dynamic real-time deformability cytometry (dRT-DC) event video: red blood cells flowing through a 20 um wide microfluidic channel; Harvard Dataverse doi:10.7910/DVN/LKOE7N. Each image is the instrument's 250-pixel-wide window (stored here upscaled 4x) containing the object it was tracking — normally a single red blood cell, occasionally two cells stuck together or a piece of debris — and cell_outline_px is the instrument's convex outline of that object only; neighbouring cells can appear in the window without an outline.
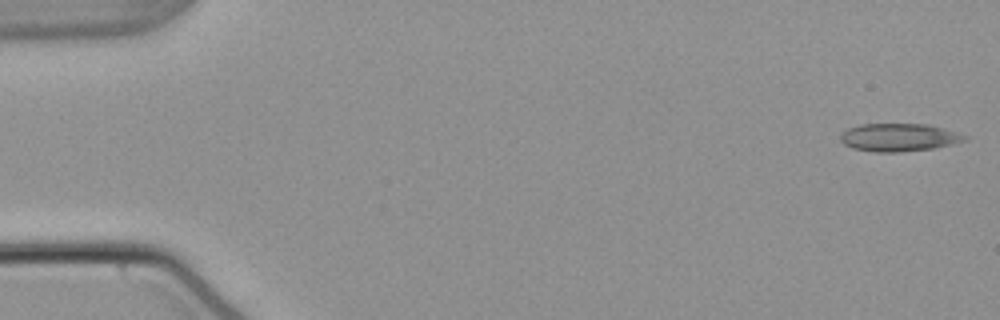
{"species": "common noctule bat (a hibernating species)", "species_latin": "Nyctalus noctula", "temperature_condition": "warm", "stored_images_in_passage": 48, "camera_frame_rate_fps": 3000, "um_per_image_px": 0.085, "animal": {"sex": "male", "body_mass_g": 21.5, "forearm_length_mm": 52.0}, "frame": {"image": 1, "passage_image": 1, "time_ms": 0.0, "image_size_px": [1000, 320], "cell_outline_px": [[968, 140], [932, 148], [900, 152], [872, 152], [852, 148], [844, 144], [840, 140], [840, 136], [848, 128], [860, 124], [928, 124], [944, 128], [968, 136]], "centroid_in_image_um": [76.4, 11.68], "position_along_channel_um": 8.6, "area_um2": 20.17}}
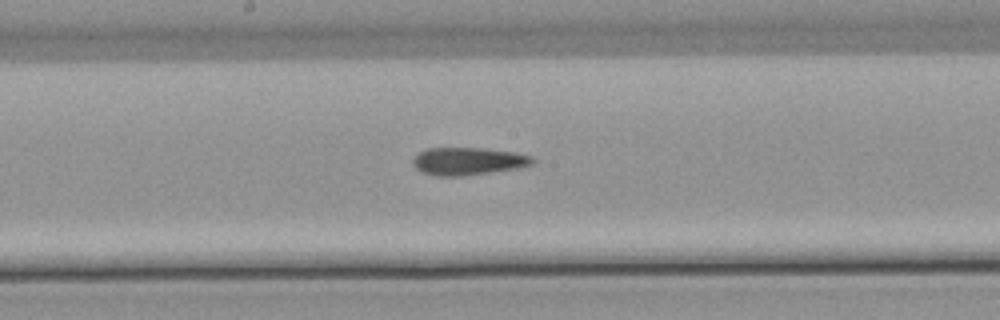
{"frame": {"image": 2, "passage_image": 28, "time_ms": 9.0, "image_size_px": [1000, 320], "cell_outline_px": [[536, 160], [532, 164], [520, 168], [460, 176], [436, 176], [424, 172], [416, 168], [412, 164], [412, 160], [420, 152], [428, 148], [480, 148], [516, 152], [532, 156]], "centroid_in_image_um": [39.82, 13.7], "position_along_channel_um": 208.4, "area_um2": 19.19}}
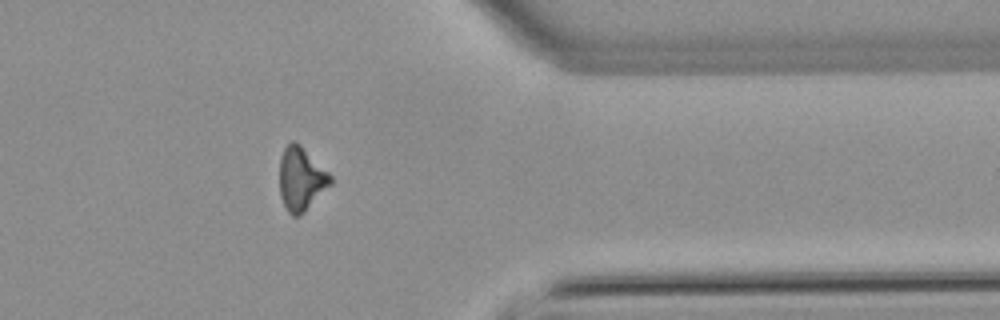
{"frame": {"image": 3, "passage_image": 43, "time_ms": 14.0, "image_size_px": [1000, 320], "cell_outline_px": [[332, 184], [300, 216], [292, 216], [288, 212], [280, 196], [280, 156], [284, 148], [292, 140], [296, 140], [332, 176]], "centroid_in_image_um": [25.59, 15.2], "position_along_channel_um": 385.8, "area_um2": 18.84}, "authors_computed_cell_mechanics": {"area_um2": 19.4497, "velocity_mm_per_s": 3.835, "shape_relaxation_time_tau1_ms": null, "shape_relaxation_time_tau2_ms": 9.055, "deformation_change_tau1": null, "deformation_change_tau2": 0.217}}